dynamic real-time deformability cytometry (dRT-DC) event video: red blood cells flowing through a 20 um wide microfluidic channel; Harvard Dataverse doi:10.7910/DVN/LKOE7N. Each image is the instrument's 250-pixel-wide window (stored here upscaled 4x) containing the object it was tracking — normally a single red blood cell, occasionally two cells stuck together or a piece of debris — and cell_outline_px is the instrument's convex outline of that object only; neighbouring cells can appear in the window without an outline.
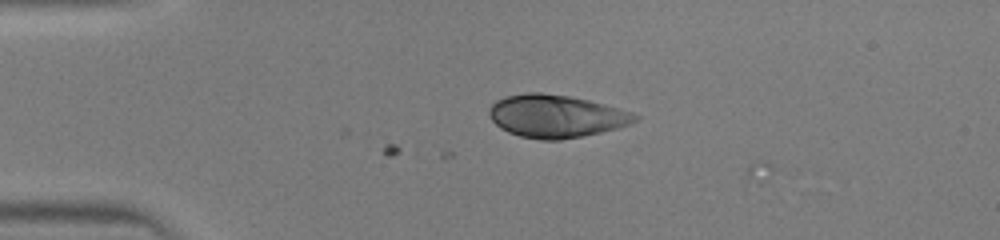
{"species": "human", "species_latin": "Homo sapiens", "temperature_condition": "warm", "stored_images_in_passage": 7, "camera_frame_rate_fps": 3000, "um_per_image_px": 0.085, "donor": {"sex": "male"}, "frame": {"image": 1, "passage_image": 6, "time_ms": 1.667, "image_size_px": [1000, 240], "cell_outline_px": [[640, 116], [632, 124], [600, 132], [560, 140], [540, 140], [520, 136], [508, 132], [500, 128], [492, 120], [488, 112], [488, 108], [496, 100], [504, 96], [524, 92], [540, 92], [568, 96], [588, 100], [604, 104], [632, 112]], "centroid_in_image_um": [47.23, 9.86], "position_along_channel_um": 37.8, "area_um2": 36.36}}